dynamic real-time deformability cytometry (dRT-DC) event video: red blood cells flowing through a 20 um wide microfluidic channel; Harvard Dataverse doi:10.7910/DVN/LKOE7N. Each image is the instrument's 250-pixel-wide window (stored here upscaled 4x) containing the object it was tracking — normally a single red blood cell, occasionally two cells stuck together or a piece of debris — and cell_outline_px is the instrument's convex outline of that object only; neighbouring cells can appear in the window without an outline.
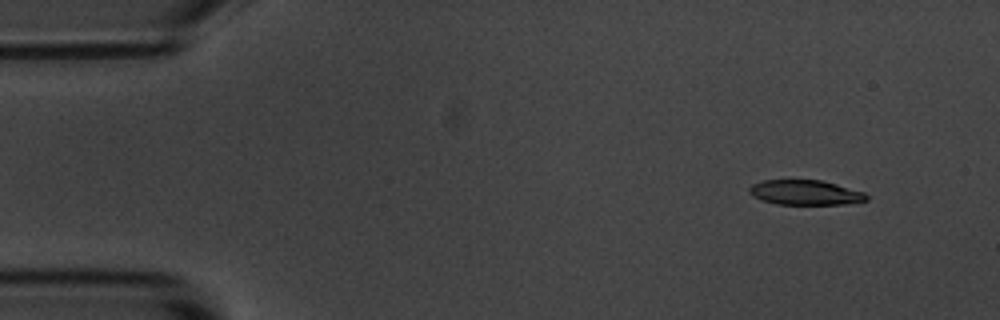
{"species": "common noctule bat (a hibernating species)", "species_latin": "Nyctalus noctula", "temperature_condition": "room temperature", "stored_images_in_passage": 4, "camera_frame_rate_fps": 3000, "um_per_image_px": 0.085, "animal": {"sex": "male", "body_mass_g": 20.1, "forearm_length_mm": 53.5}, "frame": {"image": 1, "passage_image": 1, "time_ms": 0.0, "image_size_px": [1000, 320], "cell_outline_px": [[868, 200], [844, 204], [776, 204], [760, 200], [752, 196], [748, 192], [748, 188], [752, 184], [760, 180], [820, 180], [836, 184], [864, 192], [868, 196]], "centroid_in_image_um": [68.39, 16.36], "position_along_channel_um": 16.6, "area_um2": 17.05}}
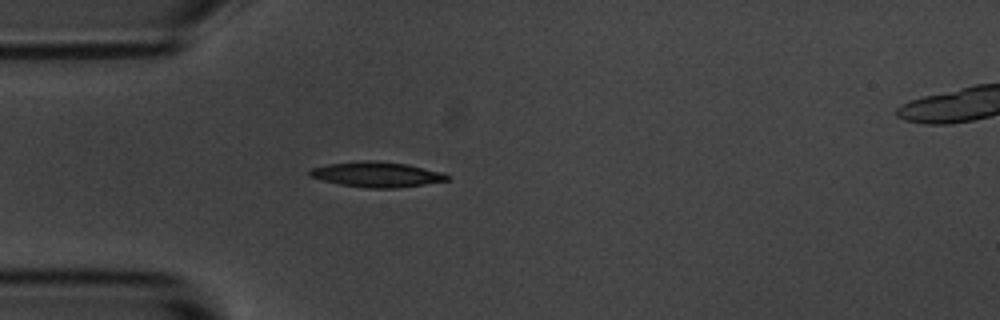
{"frame": {"image": 2, "passage_image": 4, "time_ms": 3.333, "image_size_px": [1000, 320], "cell_outline_px": [[448, 180], [424, 184], [396, 188], [368, 188], [340, 184], [320, 180], [308, 176], [308, 172], [312, 168], [328, 164], [364, 160], [376, 160], [408, 164], [444, 172], [448, 176]], "centroid_in_image_um": [32.01, 14.82], "position_along_channel_um": 53.0, "area_um2": 20.29}}